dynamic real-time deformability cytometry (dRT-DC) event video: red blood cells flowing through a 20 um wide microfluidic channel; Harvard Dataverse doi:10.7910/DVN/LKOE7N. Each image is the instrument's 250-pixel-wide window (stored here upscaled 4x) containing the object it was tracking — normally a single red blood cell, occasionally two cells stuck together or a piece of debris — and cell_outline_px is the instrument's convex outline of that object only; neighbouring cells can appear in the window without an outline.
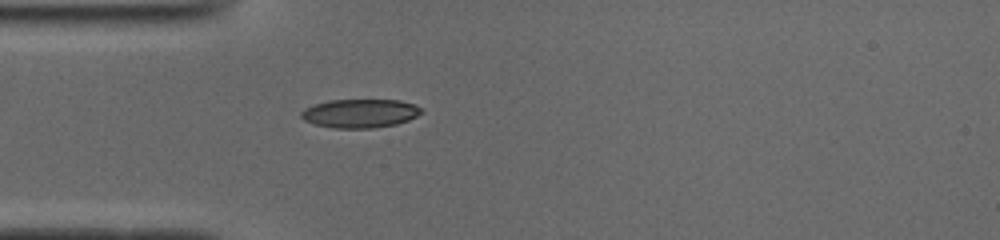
{"species": "common noctule bat (a hibernating species)", "species_latin": "Nyctalus noctula", "temperature_condition": "cold", "stored_images_in_passage": 37, "camera_frame_rate_fps": 3000, "um_per_image_px": 0.085, "animal": {"sex": "male", "body_mass_g": 19.0, "forearm_length_mm": 50.8}, "frame": {"image": 1, "passage_image": 1, "time_ms": 0.0, "image_size_px": [1000, 240], "cell_outline_px": [[424, 112], [408, 120], [396, 124], [372, 128], [336, 128], [316, 124], [304, 120], [300, 116], [300, 112], [304, 108], [328, 100], [400, 100], [412, 104], [420, 108]], "centroid_in_image_um": [30.59, 9.63], "position_along_channel_um": 54.4, "area_um2": 19.94}}
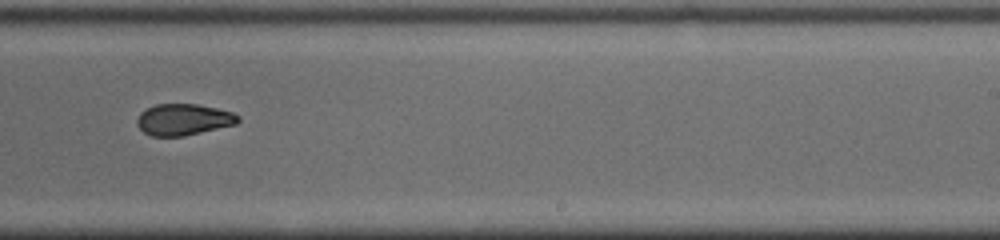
{"frame": {"image": 2, "passage_image": 18, "time_ms": 5.667, "image_size_px": [1000, 240], "cell_outline_px": [[240, 120], [236, 124], [184, 136], [152, 136], [144, 132], [136, 124], [136, 120], [140, 112], [156, 104], [196, 104], [216, 108], [232, 112], [240, 116]], "centroid_in_image_um": [15.59, 10.16], "position_along_channel_um": 273.4, "area_um2": 18.44}}
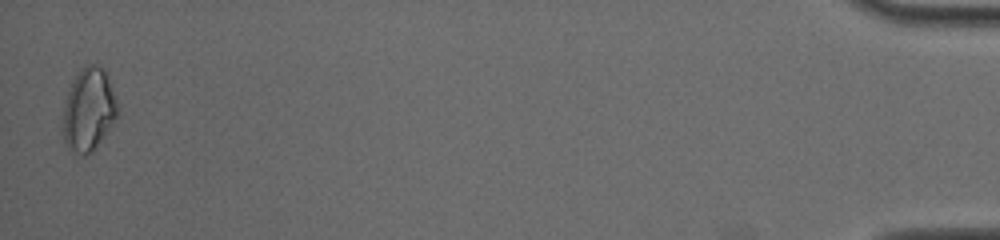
{"frame": {"image": 3, "passage_image": 37, "time_ms": 12.0, "image_size_px": [1000, 240], "cell_outline_px": [[120, 116], [92, 152], [84, 156], [72, 152], [68, 148], [60, 132], [64, 108], [68, 92], [72, 80], [80, 68], [88, 64], [96, 64], [104, 68], [116, 100]], "centroid_in_image_um": [7.53, 9.36], "position_along_channel_um": 427.7, "area_um2": 26.93}, "authors_computed_cell_mechanics": {"area_um2": 19.5364, "velocity_mm_per_s": 3.9395, "shape_relaxation_time_tau1_ms": null, "shape_relaxation_time_tau2_ms": 1.8945, "deformation_change_tau1": null, "deformation_change_tau2": 0.0696}}